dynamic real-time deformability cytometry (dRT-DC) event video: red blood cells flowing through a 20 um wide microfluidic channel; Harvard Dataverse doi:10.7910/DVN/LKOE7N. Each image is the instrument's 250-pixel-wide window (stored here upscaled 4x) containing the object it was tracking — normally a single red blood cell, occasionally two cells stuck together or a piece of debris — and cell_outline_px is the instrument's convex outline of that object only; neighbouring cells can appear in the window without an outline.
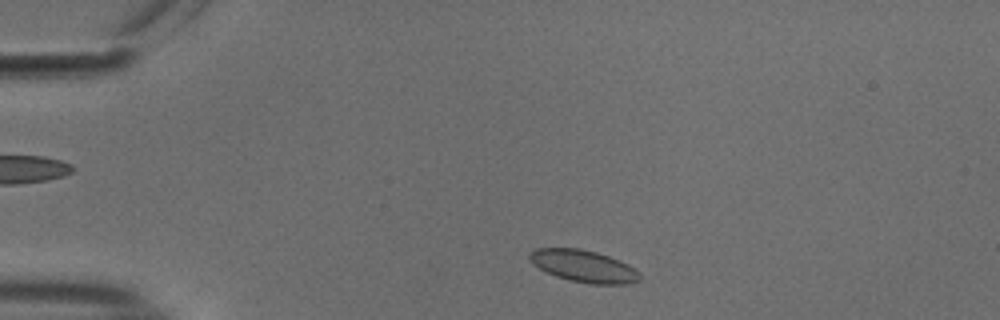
{"species": "common noctule bat (a hibernating species)", "species_latin": "Nyctalus noctula", "temperature_condition": "cold", "stored_images_in_passage": 46, "camera_frame_rate_fps": 3000, "um_per_image_px": 0.085, "animal": {"sex": "male", "body_mass_g": 18.8}, "frame": {"image": 1, "passage_image": 3, "time_ms": 0.667, "image_size_px": [1000, 320], "cell_outline_px": [[640, 280], [628, 284], [592, 284], [568, 280], [556, 276], [532, 264], [528, 256], [536, 248], [580, 248], [596, 252], [620, 260], [628, 264], [640, 272]], "centroid_in_image_um": [49.64, 22.62], "position_along_channel_um": 35.4, "area_um2": 20.58}}
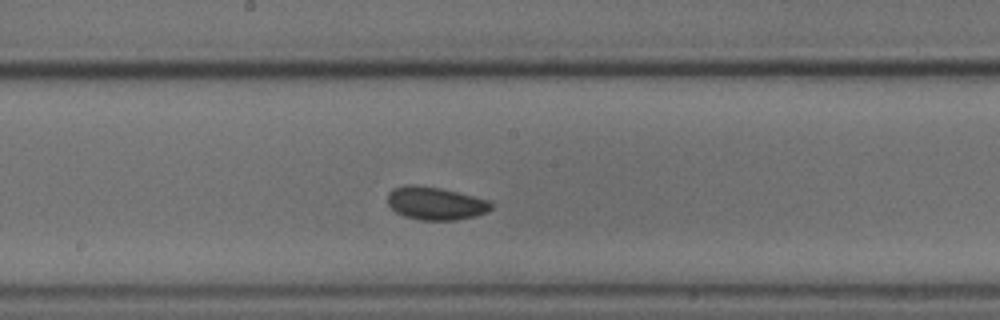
{"frame": {"image": 2, "passage_image": 21, "time_ms": 6.667, "image_size_px": [1000, 320], "cell_outline_px": [[492, 208], [488, 212], [476, 216], [456, 220], [420, 220], [404, 216], [396, 212], [388, 204], [388, 192], [392, 188], [404, 184], [416, 184], [440, 188], [488, 200], [492, 204]], "centroid_in_image_um": [36.99, 17.28], "position_along_channel_um": 211.2, "area_um2": 20.0}}
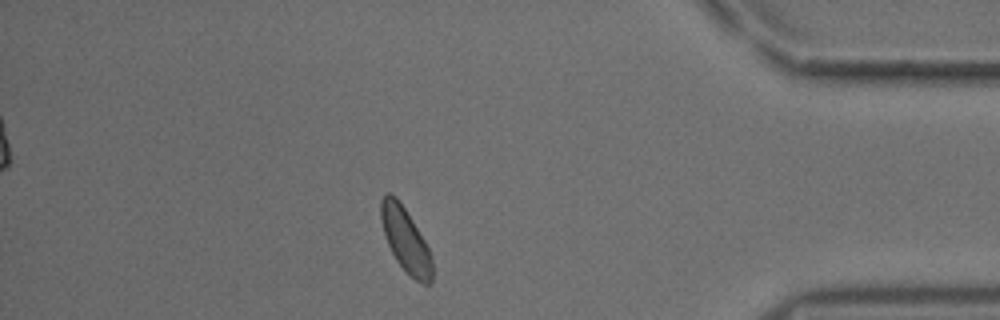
{"frame": {"image": 3, "passage_image": 39, "time_ms": 12.667, "image_size_px": [1000, 320], "cell_outline_px": [[432, 284], [424, 284], [416, 280], [396, 260], [388, 244], [380, 220], [380, 200], [384, 192], [388, 192], [396, 196], [412, 220], [424, 240], [428, 248], [432, 260]], "centroid_in_image_um": [34.45, 20.35], "position_along_channel_um": 400.7, "area_um2": 18.9}}